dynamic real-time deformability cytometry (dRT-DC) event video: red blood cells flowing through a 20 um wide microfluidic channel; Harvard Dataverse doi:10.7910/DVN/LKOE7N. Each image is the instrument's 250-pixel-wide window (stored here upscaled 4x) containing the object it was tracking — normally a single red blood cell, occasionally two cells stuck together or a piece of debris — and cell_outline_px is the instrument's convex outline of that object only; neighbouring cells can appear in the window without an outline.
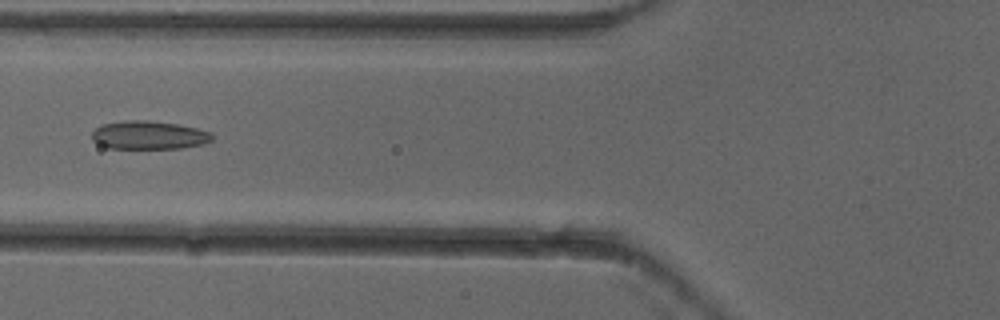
{"species": "common noctule bat (a hibernating species)", "species_latin": "Nyctalus noctula", "temperature_condition": "cold", "stored_images_in_passage": 5, "camera_frame_rate_fps": 3000, "um_per_image_px": 0.085, "animal": {"sex": "female"}, "frame": {"image": 1, "passage_image": 4, "time_ms": 1.0, "image_size_px": [1000, 320], "cell_outline_px": [[212, 140], [204, 144], [180, 148], [108, 148], [92, 140], [92, 132], [96, 128], [104, 124], [124, 120], [148, 120], [180, 124], [212, 132]], "centroid_in_image_um": [12.68, 11.48], "position_along_channel_um": 113.1, "area_um2": 19.88}}
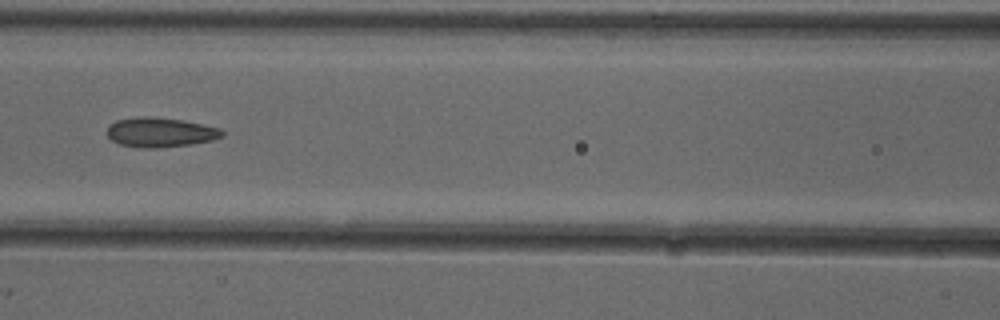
{"frame": {"image": 2, "passage_image": 5, "time_ms": 1.333, "image_size_px": [1000, 320], "cell_outline_px": [[224, 136], [212, 140], [188, 144], [152, 148], [144, 148], [120, 144], [112, 140], [108, 136], [108, 124], [116, 120], [144, 116], [148, 116], [184, 120], [220, 128], [224, 132]], "centroid_in_image_um": [13.62, 11.23], "position_along_channel_um": 153.0, "area_um2": 19.65}}